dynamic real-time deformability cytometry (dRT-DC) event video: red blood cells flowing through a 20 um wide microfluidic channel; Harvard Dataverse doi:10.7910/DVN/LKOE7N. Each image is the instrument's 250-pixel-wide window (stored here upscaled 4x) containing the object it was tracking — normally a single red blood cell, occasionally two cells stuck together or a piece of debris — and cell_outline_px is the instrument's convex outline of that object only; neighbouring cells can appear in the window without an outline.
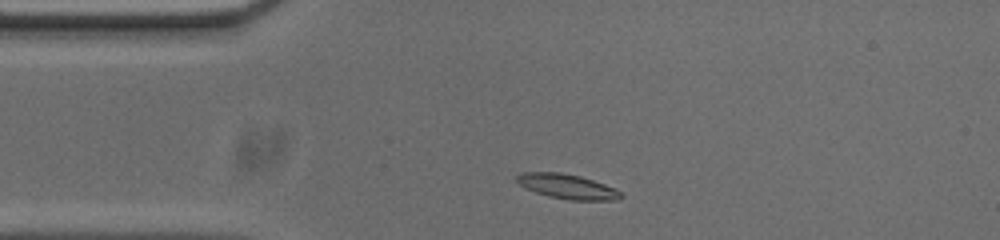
{"species": "common noctule bat (a hibernating species)", "species_latin": "Nyctalus noctula", "temperature_condition": "cold", "stored_images_in_passage": 46, "camera_frame_rate_fps": 3000, "um_per_image_px": 0.085, "animal": {"sex": "male", "body_mass_g": 20.0, "forearm_length_mm": 53.3}, "frame": {"image": 1, "passage_image": 3, "time_ms": 0.667, "image_size_px": [1000, 240], "cell_outline_px": [[624, 196], [620, 200], [568, 200], [548, 196], [524, 188], [516, 180], [516, 176], [520, 172], [560, 172], [580, 176], [616, 188]], "centroid_in_image_um": [48.22, 15.85], "position_along_channel_um": 36.8, "area_um2": 15.09}}
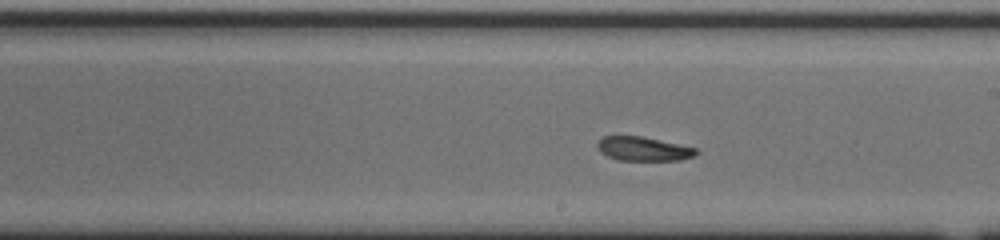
{"frame": {"image": 2, "passage_image": 21, "time_ms": 6.667, "image_size_px": [1000, 240], "cell_outline_px": [[700, 152], [696, 156], [680, 160], [616, 160], [600, 152], [596, 148], [596, 144], [604, 136], [640, 136], [696, 148]], "centroid_in_image_um": [54.68, 12.66], "position_along_channel_um": 234.3, "area_um2": 13.81}}
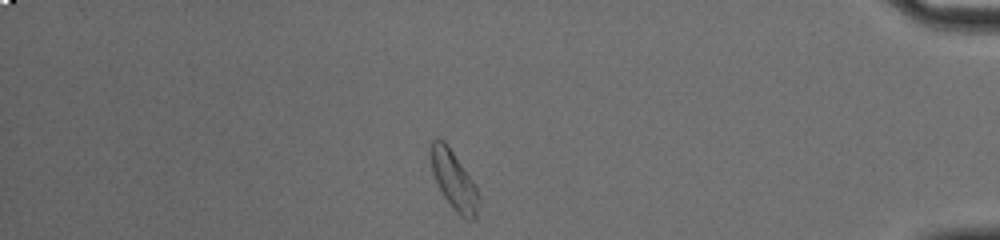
{"frame": {"image": 3, "passage_image": 38, "time_ms": 12.333, "image_size_px": [1000, 240], "cell_outline_px": [[480, 200], [476, 216], [472, 220], [468, 220], [460, 216], [452, 208], [444, 196], [432, 172], [428, 152], [432, 140], [436, 136], [444, 140], [448, 144], [472, 180], [480, 196]], "centroid_in_image_um": [38.55, 15.28], "position_along_channel_um": 396.6, "area_um2": 16.59}, "authors_computed_cell_mechanics": {"area_um2": 15.317, "velocity_mm_per_s": 3.6677, "shape_relaxation_time_tau1_ms": 7.5632, "shape_relaxation_time_tau2_ms": 3.1729, "deformation_change_tau1": 0.1451, "deformation_change_tau2": 0.1055}}